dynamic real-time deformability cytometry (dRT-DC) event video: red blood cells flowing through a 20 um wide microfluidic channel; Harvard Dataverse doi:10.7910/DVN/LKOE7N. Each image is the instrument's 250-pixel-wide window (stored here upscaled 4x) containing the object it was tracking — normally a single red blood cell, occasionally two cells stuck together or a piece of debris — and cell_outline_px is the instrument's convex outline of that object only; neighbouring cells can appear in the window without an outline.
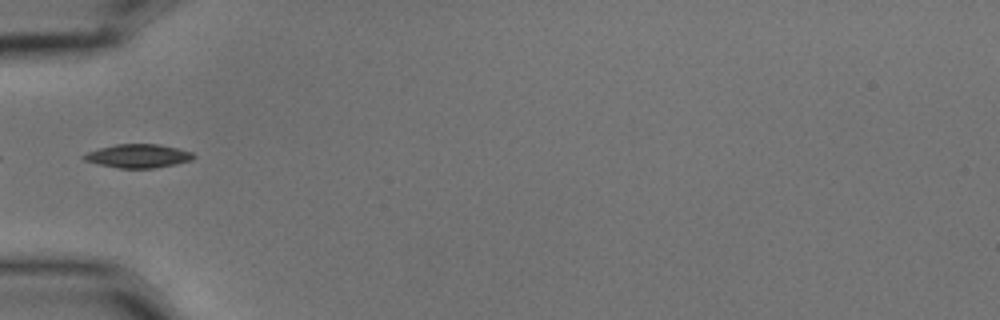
{"species": "common noctule bat (a hibernating species)", "species_latin": "Nyctalus noctula", "temperature_condition": "cold", "stored_images_in_passage": 6, "camera_frame_rate_fps": 3000, "um_per_image_px": 0.085, "animal": {"sex": "male", "body_mass_g": 15.6}, "frame": {"image": 1, "passage_image": 2, "time_ms": 0.333, "image_size_px": [1000, 320], "cell_outline_px": [[196, 156], [192, 160], [176, 164], [152, 168], [120, 168], [100, 164], [84, 160], [80, 156], [88, 152], [100, 148], [116, 144], [160, 144], [192, 152]], "centroid_in_image_um": [11.76, 13.25], "position_along_channel_um": 73.2, "area_um2": 14.97}}
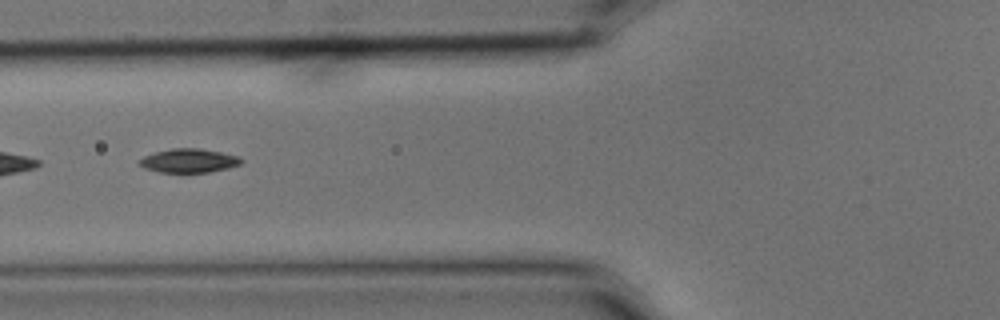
{"frame": {"image": 2, "passage_image": 3, "time_ms": 0.667, "image_size_px": [1000, 320], "cell_outline_px": [[244, 160], [240, 164], [228, 168], [208, 172], [160, 172], [144, 168], [136, 164], [144, 156], [156, 152], [172, 148], [200, 148], [240, 156]], "centroid_in_image_um": [16.06, 13.65], "position_along_channel_um": 109.7, "area_um2": 14.16}}
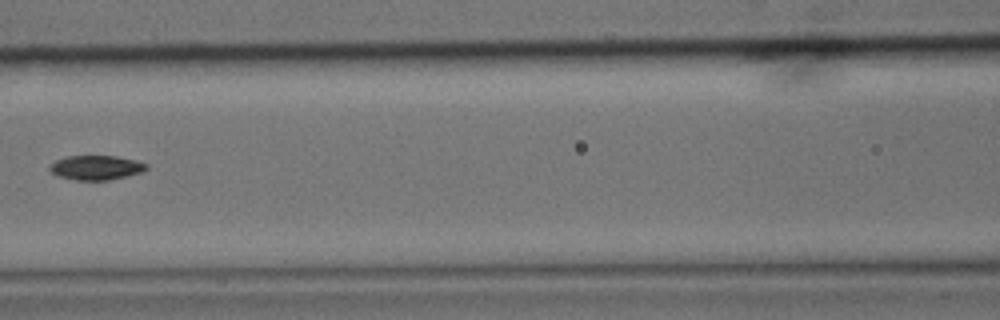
{"frame": {"image": 3, "passage_image": 4, "time_ms": 1.0, "image_size_px": [1000, 320], "cell_outline_px": [[148, 168], [144, 172], [108, 180], [72, 180], [56, 176], [48, 168], [56, 160], [68, 156], [116, 156], [136, 160], [148, 164]], "centroid_in_image_um": [8.19, 14.25], "position_along_channel_um": 158.4, "area_um2": 13.87}}